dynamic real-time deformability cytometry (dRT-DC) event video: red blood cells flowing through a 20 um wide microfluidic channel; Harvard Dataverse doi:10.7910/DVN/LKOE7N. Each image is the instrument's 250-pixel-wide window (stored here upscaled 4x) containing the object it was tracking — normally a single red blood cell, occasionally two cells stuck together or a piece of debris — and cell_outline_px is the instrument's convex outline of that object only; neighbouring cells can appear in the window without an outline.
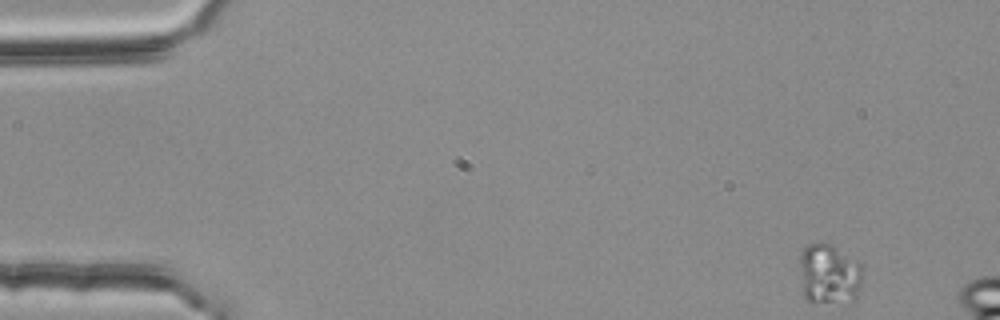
{"species": "common noctule bat (a hibernating species)", "species_latin": "Nyctalus noctula", "temperature_condition": "room temperature", "stored_images_in_passage": 8, "segment_of_instrument_passage": [1, 2], "camera_frame_rate_fps": 3000, "um_per_image_px": 0.085, "animal": {"sex": "female", "body_mass_g": 25.1}, "frame": {"image": 1, "passage_image": 1, "time_ms": 0.0, "image_size_px": [1000, 320], "cell_outline_px": [[860, 280], [856, 300], [812, 304], [804, 296], [800, 260], [800, 252], [808, 244], [828, 244], [836, 248], [860, 264]], "centroid_in_image_um": [70.44, 23.34], "position_along_channel_um": 14.6, "area_um2": 21.56}}